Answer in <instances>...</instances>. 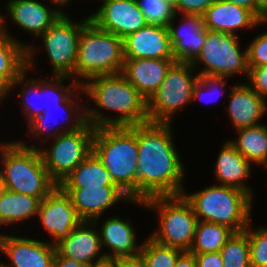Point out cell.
Wrapping results in <instances>:
<instances>
[{
	"instance_id": "48",
	"label": "cell",
	"mask_w": 267,
	"mask_h": 267,
	"mask_svg": "<svg viewBox=\"0 0 267 267\" xmlns=\"http://www.w3.org/2000/svg\"><path fill=\"white\" fill-rule=\"evenodd\" d=\"M4 22H5L4 17L0 14V36L6 33Z\"/></svg>"
},
{
	"instance_id": "46",
	"label": "cell",
	"mask_w": 267,
	"mask_h": 267,
	"mask_svg": "<svg viewBox=\"0 0 267 267\" xmlns=\"http://www.w3.org/2000/svg\"><path fill=\"white\" fill-rule=\"evenodd\" d=\"M88 267H117L116 258H104L100 261L95 262L94 264L89 265Z\"/></svg>"
},
{
	"instance_id": "5",
	"label": "cell",
	"mask_w": 267,
	"mask_h": 267,
	"mask_svg": "<svg viewBox=\"0 0 267 267\" xmlns=\"http://www.w3.org/2000/svg\"><path fill=\"white\" fill-rule=\"evenodd\" d=\"M190 194L185 190L182 193L198 221L222 224L234 232H242L249 225L253 198L249 193L219 184Z\"/></svg>"
},
{
	"instance_id": "9",
	"label": "cell",
	"mask_w": 267,
	"mask_h": 267,
	"mask_svg": "<svg viewBox=\"0 0 267 267\" xmlns=\"http://www.w3.org/2000/svg\"><path fill=\"white\" fill-rule=\"evenodd\" d=\"M236 35L206 29V37L199 55L191 62L194 68L202 63L200 77L217 76L225 79L234 74L249 72L247 49L241 53ZM198 62V63H197Z\"/></svg>"
},
{
	"instance_id": "26",
	"label": "cell",
	"mask_w": 267,
	"mask_h": 267,
	"mask_svg": "<svg viewBox=\"0 0 267 267\" xmlns=\"http://www.w3.org/2000/svg\"><path fill=\"white\" fill-rule=\"evenodd\" d=\"M61 188L117 186L101 160L92 152L60 184Z\"/></svg>"
},
{
	"instance_id": "20",
	"label": "cell",
	"mask_w": 267,
	"mask_h": 267,
	"mask_svg": "<svg viewBox=\"0 0 267 267\" xmlns=\"http://www.w3.org/2000/svg\"><path fill=\"white\" fill-rule=\"evenodd\" d=\"M93 221H82L71 233L56 245V250L64 257L74 259L89 266L105 258L101 253L100 235L94 229ZM90 226V227H89ZM97 258H94V257ZM94 259L95 262H94Z\"/></svg>"
},
{
	"instance_id": "45",
	"label": "cell",
	"mask_w": 267,
	"mask_h": 267,
	"mask_svg": "<svg viewBox=\"0 0 267 267\" xmlns=\"http://www.w3.org/2000/svg\"><path fill=\"white\" fill-rule=\"evenodd\" d=\"M175 267H197L194 254L189 251H184L178 257Z\"/></svg>"
},
{
	"instance_id": "7",
	"label": "cell",
	"mask_w": 267,
	"mask_h": 267,
	"mask_svg": "<svg viewBox=\"0 0 267 267\" xmlns=\"http://www.w3.org/2000/svg\"><path fill=\"white\" fill-rule=\"evenodd\" d=\"M133 202L158 211L159 230L152 233L151 239L165 246L190 251L198 218L183 195L153 196Z\"/></svg>"
},
{
	"instance_id": "51",
	"label": "cell",
	"mask_w": 267,
	"mask_h": 267,
	"mask_svg": "<svg viewBox=\"0 0 267 267\" xmlns=\"http://www.w3.org/2000/svg\"><path fill=\"white\" fill-rule=\"evenodd\" d=\"M267 9V0H258Z\"/></svg>"
},
{
	"instance_id": "24",
	"label": "cell",
	"mask_w": 267,
	"mask_h": 267,
	"mask_svg": "<svg viewBox=\"0 0 267 267\" xmlns=\"http://www.w3.org/2000/svg\"><path fill=\"white\" fill-rule=\"evenodd\" d=\"M100 235L101 247H109L111 253H103L106 258L134 257L140 254L141 246L136 244L135 230L130 221L119 217H109L103 221Z\"/></svg>"
},
{
	"instance_id": "13",
	"label": "cell",
	"mask_w": 267,
	"mask_h": 267,
	"mask_svg": "<svg viewBox=\"0 0 267 267\" xmlns=\"http://www.w3.org/2000/svg\"><path fill=\"white\" fill-rule=\"evenodd\" d=\"M102 4L90 21L122 39L148 24L137 0H103Z\"/></svg>"
},
{
	"instance_id": "16",
	"label": "cell",
	"mask_w": 267,
	"mask_h": 267,
	"mask_svg": "<svg viewBox=\"0 0 267 267\" xmlns=\"http://www.w3.org/2000/svg\"><path fill=\"white\" fill-rule=\"evenodd\" d=\"M83 221L96 223L106 209L119 200L132 201L118 186L62 188Z\"/></svg>"
},
{
	"instance_id": "50",
	"label": "cell",
	"mask_w": 267,
	"mask_h": 267,
	"mask_svg": "<svg viewBox=\"0 0 267 267\" xmlns=\"http://www.w3.org/2000/svg\"><path fill=\"white\" fill-rule=\"evenodd\" d=\"M4 190H5V187L3 186V184L0 180V199H1V196H2Z\"/></svg>"
},
{
	"instance_id": "12",
	"label": "cell",
	"mask_w": 267,
	"mask_h": 267,
	"mask_svg": "<svg viewBox=\"0 0 267 267\" xmlns=\"http://www.w3.org/2000/svg\"><path fill=\"white\" fill-rule=\"evenodd\" d=\"M37 215L54 239V246L83 221L73 207L69 195L59 185L40 201Z\"/></svg>"
},
{
	"instance_id": "14",
	"label": "cell",
	"mask_w": 267,
	"mask_h": 267,
	"mask_svg": "<svg viewBox=\"0 0 267 267\" xmlns=\"http://www.w3.org/2000/svg\"><path fill=\"white\" fill-rule=\"evenodd\" d=\"M124 58L175 59L167 26L147 24L123 38Z\"/></svg>"
},
{
	"instance_id": "2",
	"label": "cell",
	"mask_w": 267,
	"mask_h": 267,
	"mask_svg": "<svg viewBox=\"0 0 267 267\" xmlns=\"http://www.w3.org/2000/svg\"><path fill=\"white\" fill-rule=\"evenodd\" d=\"M87 81L81 86L96 107L119 113L117 117H108L95 109H85L86 121L94 128L131 127L149 122L147 100L122 73L99 75Z\"/></svg>"
},
{
	"instance_id": "25",
	"label": "cell",
	"mask_w": 267,
	"mask_h": 267,
	"mask_svg": "<svg viewBox=\"0 0 267 267\" xmlns=\"http://www.w3.org/2000/svg\"><path fill=\"white\" fill-rule=\"evenodd\" d=\"M251 164L229 140L223 145L216 160L215 178L221 185L241 189L252 196V188L244 184V180L250 177Z\"/></svg>"
},
{
	"instance_id": "38",
	"label": "cell",
	"mask_w": 267,
	"mask_h": 267,
	"mask_svg": "<svg viewBox=\"0 0 267 267\" xmlns=\"http://www.w3.org/2000/svg\"><path fill=\"white\" fill-rule=\"evenodd\" d=\"M249 86L262 98L267 96V64L259 67H249Z\"/></svg>"
},
{
	"instance_id": "30",
	"label": "cell",
	"mask_w": 267,
	"mask_h": 267,
	"mask_svg": "<svg viewBox=\"0 0 267 267\" xmlns=\"http://www.w3.org/2000/svg\"><path fill=\"white\" fill-rule=\"evenodd\" d=\"M54 80L52 81V79ZM53 78L51 79H41V91L43 92V108H51V107H60V108H65L67 109H74V101L71 100L70 98L72 96H75L74 93L78 89L79 92H84L82 88V81L78 82L74 79L72 81V86H65L63 85L65 80L72 79L71 77L68 76H55L53 75ZM68 78V79H67ZM54 84V85H53ZM62 85V86H61ZM65 88V89H64ZM72 88V89H71ZM47 96V97H46ZM48 98V99H47ZM49 103H52L50 106ZM46 101V104L44 103ZM72 103V104H71Z\"/></svg>"
},
{
	"instance_id": "49",
	"label": "cell",
	"mask_w": 267,
	"mask_h": 267,
	"mask_svg": "<svg viewBox=\"0 0 267 267\" xmlns=\"http://www.w3.org/2000/svg\"><path fill=\"white\" fill-rule=\"evenodd\" d=\"M51 2L55 3V4H60L61 6H65L66 3L70 2L69 0H50Z\"/></svg>"
},
{
	"instance_id": "15",
	"label": "cell",
	"mask_w": 267,
	"mask_h": 267,
	"mask_svg": "<svg viewBox=\"0 0 267 267\" xmlns=\"http://www.w3.org/2000/svg\"><path fill=\"white\" fill-rule=\"evenodd\" d=\"M0 251L11 264L4 267H52L56 246L51 242L0 234Z\"/></svg>"
},
{
	"instance_id": "22",
	"label": "cell",
	"mask_w": 267,
	"mask_h": 267,
	"mask_svg": "<svg viewBox=\"0 0 267 267\" xmlns=\"http://www.w3.org/2000/svg\"><path fill=\"white\" fill-rule=\"evenodd\" d=\"M6 6L15 24L38 37L65 13L60 9L51 10L37 0H9Z\"/></svg>"
},
{
	"instance_id": "21",
	"label": "cell",
	"mask_w": 267,
	"mask_h": 267,
	"mask_svg": "<svg viewBox=\"0 0 267 267\" xmlns=\"http://www.w3.org/2000/svg\"><path fill=\"white\" fill-rule=\"evenodd\" d=\"M33 45H25L6 33L0 36V77L10 86L23 84L33 64Z\"/></svg>"
},
{
	"instance_id": "23",
	"label": "cell",
	"mask_w": 267,
	"mask_h": 267,
	"mask_svg": "<svg viewBox=\"0 0 267 267\" xmlns=\"http://www.w3.org/2000/svg\"><path fill=\"white\" fill-rule=\"evenodd\" d=\"M228 114L235 130L259 125L258 121L267 111V101L248 84H238L229 94Z\"/></svg>"
},
{
	"instance_id": "29",
	"label": "cell",
	"mask_w": 267,
	"mask_h": 267,
	"mask_svg": "<svg viewBox=\"0 0 267 267\" xmlns=\"http://www.w3.org/2000/svg\"><path fill=\"white\" fill-rule=\"evenodd\" d=\"M233 233L234 231L228 226L208 221H198L189 252H219Z\"/></svg>"
},
{
	"instance_id": "31",
	"label": "cell",
	"mask_w": 267,
	"mask_h": 267,
	"mask_svg": "<svg viewBox=\"0 0 267 267\" xmlns=\"http://www.w3.org/2000/svg\"><path fill=\"white\" fill-rule=\"evenodd\" d=\"M82 107H84V106L82 105V106L78 107L77 104H76L75 105V109L77 108L76 110L75 109H67L66 123L68 124L67 121H69V123H70V121L72 122V120H71V119H73V118H71L72 115L75 116L74 117L75 119L73 121L74 123H72L71 124L72 126L70 125V128H67V129H66L65 126H63L62 128L57 126L54 129L53 133L50 132V129H48V128L50 126L49 124H50V120H51V116L50 115H52V113H53L52 110H54L56 107L55 108L54 107L45 108V110H44L42 115L37 116L36 118H34L32 121H30L28 123L32 135L33 136L35 135L33 138H37V137L39 138L40 135L43 136V134H45V133H46L47 136H49V135L52 136L53 135L54 138H56L61 133L72 132V131L80 129L87 122L86 121L85 108L83 109L84 111L82 110V112H80V110L78 109V108L81 109ZM57 109H60V108L57 107ZM76 112H77V114L79 112L78 116L75 115ZM59 128H61L62 131Z\"/></svg>"
},
{
	"instance_id": "32",
	"label": "cell",
	"mask_w": 267,
	"mask_h": 267,
	"mask_svg": "<svg viewBox=\"0 0 267 267\" xmlns=\"http://www.w3.org/2000/svg\"><path fill=\"white\" fill-rule=\"evenodd\" d=\"M223 267H249L250 244L245 231L234 232L219 251Z\"/></svg>"
},
{
	"instance_id": "41",
	"label": "cell",
	"mask_w": 267,
	"mask_h": 267,
	"mask_svg": "<svg viewBox=\"0 0 267 267\" xmlns=\"http://www.w3.org/2000/svg\"><path fill=\"white\" fill-rule=\"evenodd\" d=\"M197 267H223L220 252L193 253Z\"/></svg>"
},
{
	"instance_id": "47",
	"label": "cell",
	"mask_w": 267,
	"mask_h": 267,
	"mask_svg": "<svg viewBox=\"0 0 267 267\" xmlns=\"http://www.w3.org/2000/svg\"><path fill=\"white\" fill-rule=\"evenodd\" d=\"M10 86L0 77V102L9 94Z\"/></svg>"
},
{
	"instance_id": "18",
	"label": "cell",
	"mask_w": 267,
	"mask_h": 267,
	"mask_svg": "<svg viewBox=\"0 0 267 267\" xmlns=\"http://www.w3.org/2000/svg\"><path fill=\"white\" fill-rule=\"evenodd\" d=\"M204 27L209 31L235 34L241 28L257 27L262 21L249 9L227 0H216L202 15Z\"/></svg>"
},
{
	"instance_id": "42",
	"label": "cell",
	"mask_w": 267,
	"mask_h": 267,
	"mask_svg": "<svg viewBox=\"0 0 267 267\" xmlns=\"http://www.w3.org/2000/svg\"><path fill=\"white\" fill-rule=\"evenodd\" d=\"M238 6L251 10L261 21L265 18L267 9L258 0H227Z\"/></svg>"
},
{
	"instance_id": "19",
	"label": "cell",
	"mask_w": 267,
	"mask_h": 267,
	"mask_svg": "<svg viewBox=\"0 0 267 267\" xmlns=\"http://www.w3.org/2000/svg\"><path fill=\"white\" fill-rule=\"evenodd\" d=\"M176 59L125 58L122 74L148 101Z\"/></svg>"
},
{
	"instance_id": "52",
	"label": "cell",
	"mask_w": 267,
	"mask_h": 267,
	"mask_svg": "<svg viewBox=\"0 0 267 267\" xmlns=\"http://www.w3.org/2000/svg\"><path fill=\"white\" fill-rule=\"evenodd\" d=\"M267 23V11H266V15H265V18L263 19L262 23Z\"/></svg>"
},
{
	"instance_id": "11",
	"label": "cell",
	"mask_w": 267,
	"mask_h": 267,
	"mask_svg": "<svg viewBox=\"0 0 267 267\" xmlns=\"http://www.w3.org/2000/svg\"><path fill=\"white\" fill-rule=\"evenodd\" d=\"M80 23H75L64 13L42 37L49 60L52 64L53 75L74 78L77 61L78 43L84 25L90 20L89 16Z\"/></svg>"
},
{
	"instance_id": "33",
	"label": "cell",
	"mask_w": 267,
	"mask_h": 267,
	"mask_svg": "<svg viewBox=\"0 0 267 267\" xmlns=\"http://www.w3.org/2000/svg\"><path fill=\"white\" fill-rule=\"evenodd\" d=\"M184 251L155 242L150 237L141 244L140 256L145 267H175Z\"/></svg>"
},
{
	"instance_id": "1",
	"label": "cell",
	"mask_w": 267,
	"mask_h": 267,
	"mask_svg": "<svg viewBox=\"0 0 267 267\" xmlns=\"http://www.w3.org/2000/svg\"><path fill=\"white\" fill-rule=\"evenodd\" d=\"M171 123L137 125V200L182 195L184 166L175 149Z\"/></svg>"
},
{
	"instance_id": "44",
	"label": "cell",
	"mask_w": 267,
	"mask_h": 267,
	"mask_svg": "<svg viewBox=\"0 0 267 267\" xmlns=\"http://www.w3.org/2000/svg\"><path fill=\"white\" fill-rule=\"evenodd\" d=\"M117 267H145L140 255L134 257H117Z\"/></svg>"
},
{
	"instance_id": "34",
	"label": "cell",
	"mask_w": 267,
	"mask_h": 267,
	"mask_svg": "<svg viewBox=\"0 0 267 267\" xmlns=\"http://www.w3.org/2000/svg\"><path fill=\"white\" fill-rule=\"evenodd\" d=\"M148 24L168 26L175 15L174 4L167 0H137Z\"/></svg>"
},
{
	"instance_id": "8",
	"label": "cell",
	"mask_w": 267,
	"mask_h": 267,
	"mask_svg": "<svg viewBox=\"0 0 267 267\" xmlns=\"http://www.w3.org/2000/svg\"><path fill=\"white\" fill-rule=\"evenodd\" d=\"M195 68L191 63L175 62L147 101L148 119L151 123H171L175 112L193 101V89L200 76L192 77Z\"/></svg>"
},
{
	"instance_id": "35",
	"label": "cell",
	"mask_w": 267,
	"mask_h": 267,
	"mask_svg": "<svg viewBox=\"0 0 267 267\" xmlns=\"http://www.w3.org/2000/svg\"><path fill=\"white\" fill-rule=\"evenodd\" d=\"M251 228L249 223L244 230L248 235L250 244V263L254 266L267 267V228L261 227L254 231Z\"/></svg>"
},
{
	"instance_id": "43",
	"label": "cell",
	"mask_w": 267,
	"mask_h": 267,
	"mask_svg": "<svg viewBox=\"0 0 267 267\" xmlns=\"http://www.w3.org/2000/svg\"><path fill=\"white\" fill-rule=\"evenodd\" d=\"M52 267H88V266L78 261H75L74 259L66 258L56 250Z\"/></svg>"
},
{
	"instance_id": "53",
	"label": "cell",
	"mask_w": 267,
	"mask_h": 267,
	"mask_svg": "<svg viewBox=\"0 0 267 267\" xmlns=\"http://www.w3.org/2000/svg\"><path fill=\"white\" fill-rule=\"evenodd\" d=\"M169 2H171L172 4H175L176 0H167Z\"/></svg>"
},
{
	"instance_id": "17",
	"label": "cell",
	"mask_w": 267,
	"mask_h": 267,
	"mask_svg": "<svg viewBox=\"0 0 267 267\" xmlns=\"http://www.w3.org/2000/svg\"><path fill=\"white\" fill-rule=\"evenodd\" d=\"M168 24L173 54L176 62L191 63L200 53L206 37L203 17L198 14H183L182 23L175 28L173 21ZM184 19V20H183Z\"/></svg>"
},
{
	"instance_id": "4",
	"label": "cell",
	"mask_w": 267,
	"mask_h": 267,
	"mask_svg": "<svg viewBox=\"0 0 267 267\" xmlns=\"http://www.w3.org/2000/svg\"><path fill=\"white\" fill-rule=\"evenodd\" d=\"M0 156L4 166L0 170V180L5 189L41 201L58 185L50 177L35 144L28 147L20 141L1 143Z\"/></svg>"
},
{
	"instance_id": "6",
	"label": "cell",
	"mask_w": 267,
	"mask_h": 267,
	"mask_svg": "<svg viewBox=\"0 0 267 267\" xmlns=\"http://www.w3.org/2000/svg\"><path fill=\"white\" fill-rule=\"evenodd\" d=\"M124 61L123 39L89 20L80 34L74 75L87 82L95 76L121 73Z\"/></svg>"
},
{
	"instance_id": "36",
	"label": "cell",
	"mask_w": 267,
	"mask_h": 267,
	"mask_svg": "<svg viewBox=\"0 0 267 267\" xmlns=\"http://www.w3.org/2000/svg\"><path fill=\"white\" fill-rule=\"evenodd\" d=\"M18 94H19V97L22 99V103L24 104L21 110L23 111L24 116H27L28 123L32 121L34 118H36L37 116H40L43 114L45 108H43V102H42L43 92L41 91V80L40 79H35V80L31 79L30 81L26 80L24 90L22 92L20 91V93ZM33 96L34 97L37 96L38 98L37 100L40 101L38 102L40 105H37V103H36V106L35 104H32L33 102L29 99Z\"/></svg>"
},
{
	"instance_id": "28",
	"label": "cell",
	"mask_w": 267,
	"mask_h": 267,
	"mask_svg": "<svg viewBox=\"0 0 267 267\" xmlns=\"http://www.w3.org/2000/svg\"><path fill=\"white\" fill-rule=\"evenodd\" d=\"M40 200L37 197L5 189L0 199V225L22 222L37 216Z\"/></svg>"
},
{
	"instance_id": "10",
	"label": "cell",
	"mask_w": 267,
	"mask_h": 267,
	"mask_svg": "<svg viewBox=\"0 0 267 267\" xmlns=\"http://www.w3.org/2000/svg\"><path fill=\"white\" fill-rule=\"evenodd\" d=\"M95 130L86 122L78 130L58 135L51 149L38 147L43 164L58 185L93 152Z\"/></svg>"
},
{
	"instance_id": "27",
	"label": "cell",
	"mask_w": 267,
	"mask_h": 267,
	"mask_svg": "<svg viewBox=\"0 0 267 267\" xmlns=\"http://www.w3.org/2000/svg\"><path fill=\"white\" fill-rule=\"evenodd\" d=\"M237 140L230 141L236 150L251 163L267 164V126L256 125L236 130Z\"/></svg>"
},
{
	"instance_id": "39",
	"label": "cell",
	"mask_w": 267,
	"mask_h": 267,
	"mask_svg": "<svg viewBox=\"0 0 267 267\" xmlns=\"http://www.w3.org/2000/svg\"><path fill=\"white\" fill-rule=\"evenodd\" d=\"M224 77H217V76H203L200 77L198 82L196 83V85L194 86L193 89V101L197 98L200 97V99H202V96L204 94L203 90L206 91L208 93H211L212 91H214L213 89H217L215 87L219 88V91H223L221 88L226 87L225 82L224 81ZM206 88V90L204 89ZM216 91V90H215ZM216 92H212L211 94H215ZM205 94V95H206ZM219 96V95H218ZM212 101V98H209V100H207V102Z\"/></svg>"
},
{
	"instance_id": "40",
	"label": "cell",
	"mask_w": 267,
	"mask_h": 267,
	"mask_svg": "<svg viewBox=\"0 0 267 267\" xmlns=\"http://www.w3.org/2000/svg\"><path fill=\"white\" fill-rule=\"evenodd\" d=\"M216 0H176L175 13L203 15L206 9Z\"/></svg>"
},
{
	"instance_id": "37",
	"label": "cell",
	"mask_w": 267,
	"mask_h": 267,
	"mask_svg": "<svg viewBox=\"0 0 267 267\" xmlns=\"http://www.w3.org/2000/svg\"><path fill=\"white\" fill-rule=\"evenodd\" d=\"M248 67L267 64V32L261 33L247 47Z\"/></svg>"
},
{
	"instance_id": "3",
	"label": "cell",
	"mask_w": 267,
	"mask_h": 267,
	"mask_svg": "<svg viewBox=\"0 0 267 267\" xmlns=\"http://www.w3.org/2000/svg\"><path fill=\"white\" fill-rule=\"evenodd\" d=\"M93 152L110 178L131 200H137V125L96 128Z\"/></svg>"
},
{
	"instance_id": "54",
	"label": "cell",
	"mask_w": 267,
	"mask_h": 267,
	"mask_svg": "<svg viewBox=\"0 0 267 267\" xmlns=\"http://www.w3.org/2000/svg\"><path fill=\"white\" fill-rule=\"evenodd\" d=\"M249 267H264V266H254V265H250Z\"/></svg>"
}]
</instances>
